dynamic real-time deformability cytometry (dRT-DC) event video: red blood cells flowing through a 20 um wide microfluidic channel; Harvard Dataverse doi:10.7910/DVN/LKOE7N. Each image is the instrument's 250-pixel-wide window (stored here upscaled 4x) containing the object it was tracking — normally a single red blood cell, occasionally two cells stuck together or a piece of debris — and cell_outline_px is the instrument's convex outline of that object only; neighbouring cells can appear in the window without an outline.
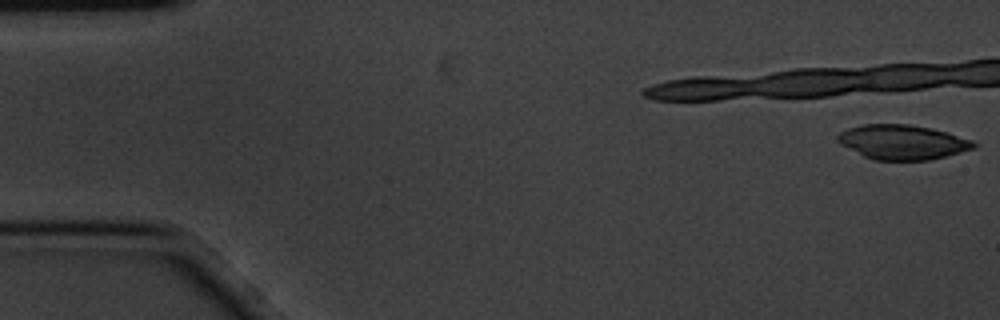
{"species": "common noctule bat (a hibernating species)", "species_latin": "Nyctalus noctula", "temperature_condition": "cold", "stored_images_in_passage": 12, "camera_frame_rate_fps": 3000, "um_per_image_px": 0.085, "animal": {"sex": "male", "body_mass_g": 20.1, "forearm_length_mm": 53.5}, "frame": {"image": 1, "passage_image": 1, "time_ms": 0.0, "image_size_px": [1000, 320], "cell_outline_px": [[980, 144], [976, 148], [928, 160], [872, 160], [840, 144], [836, 140], [836, 136], [840, 132], [848, 128], [864, 124], [908, 124], [932, 128], [948, 132], [972, 140]], "centroid_in_image_um": [76.72, 12.07], "position_along_channel_um": 8.3, "area_um2": 27.57}}
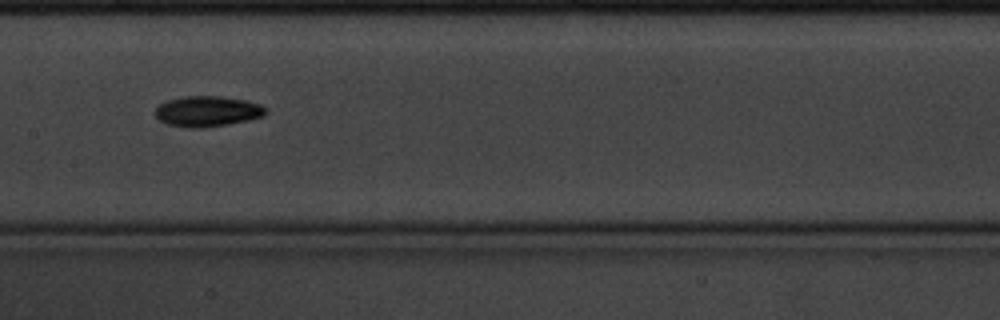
{"frame": {"image": 2, "passage_image": 9, "time_ms": 2.667, "image_size_px": [1000, 320], "cell_outline_px": [[264, 116], [248, 120], [228, 124], [196, 128], [188, 128], [168, 124], [160, 120], [156, 116], [156, 108], [160, 104], [168, 100], [184, 96], [220, 96], [244, 100], [260, 104], [264, 108]], "centroid_in_image_um": [17.61, 9.46], "position_along_channel_um": 189.8, "area_um2": 19.36}}